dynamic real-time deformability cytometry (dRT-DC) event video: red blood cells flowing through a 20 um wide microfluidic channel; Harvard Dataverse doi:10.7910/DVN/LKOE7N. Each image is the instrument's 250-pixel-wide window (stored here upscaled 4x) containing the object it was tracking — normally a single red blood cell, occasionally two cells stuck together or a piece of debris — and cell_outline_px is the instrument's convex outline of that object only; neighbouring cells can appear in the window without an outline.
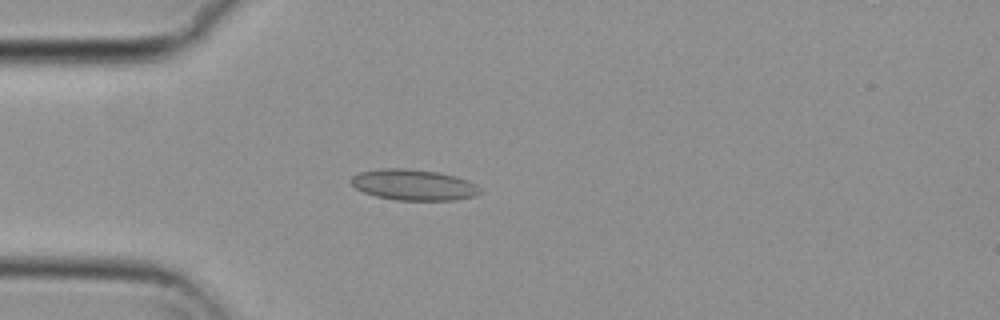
{"species": "common noctule bat (a hibernating species)", "species_latin": "Nyctalus noctula", "temperature_condition": "cold", "stored_images_in_passage": 41, "camera_frame_rate_fps": 3000, "um_per_image_px": 0.085, "animal": {"sex": "female", "body_mass_g": 29.2, "forearm_length_mm": 56.3}, "frame": {"image": 1, "passage_image": 1, "time_ms": 0.0, "image_size_px": [1000, 320], "cell_outline_px": [[480, 192], [476, 196], [452, 200], [396, 200], [376, 196], [364, 192], [356, 188], [348, 180], [352, 176], [360, 172], [380, 168], [408, 168], [440, 172], [456, 176], [468, 180], [476, 184], [480, 188]], "centroid_in_image_um": [35.15, 15.7], "position_along_channel_um": 49.8, "area_um2": 23.41}}
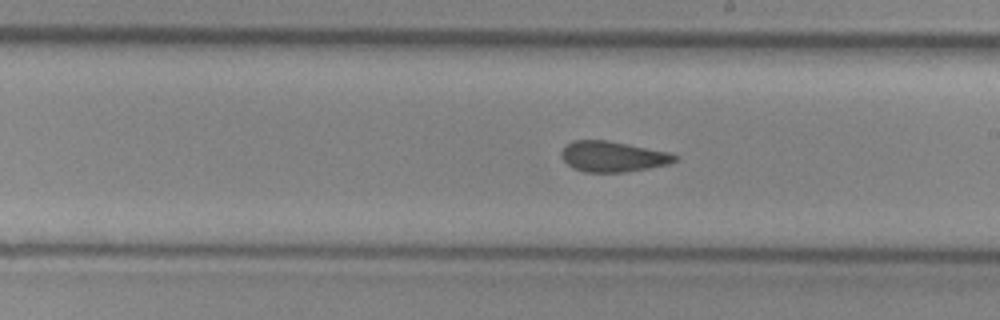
{"frame": {"image": 2, "passage_image": 17, "time_ms": 5.333, "image_size_px": [1000, 320], "cell_outline_px": [[680, 160], [672, 164], [624, 172], [584, 172], [572, 168], [560, 156], [560, 152], [572, 140], [608, 140], [668, 152], [680, 156]], "centroid_in_image_um": [52.13, 13.31], "position_along_channel_um": 236.9, "area_um2": 20.4}}
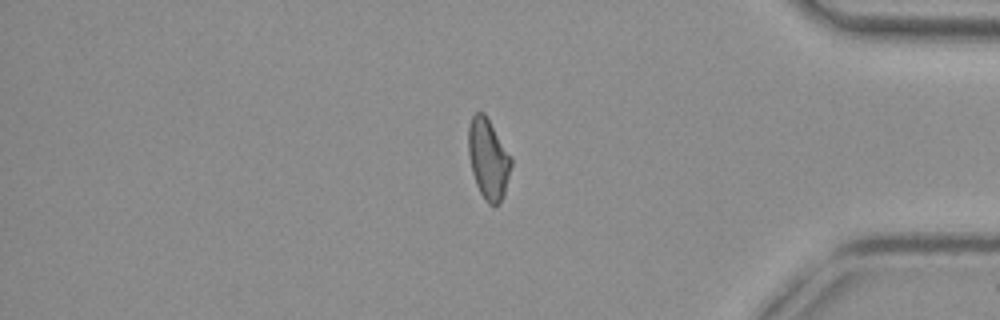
{"frame": {"image": 3, "passage_image": 32, "time_ms": 10.333, "image_size_px": [1000, 320], "cell_outline_px": [[512, 164], [504, 196], [496, 204], [488, 204], [484, 200], [476, 184], [472, 172], [468, 152], [468, 128], [472, 116], [476, 112], [484, 112], [512, 156]], "centroid_in_image_um": [41.51, 13.49], "position_along_channel_um": 393.7, "area_um2": 20.11}, "authors_computed_cell_mechanics": {"area_um2": 20.5768, "velocity_mm_per_s": 3.7273, "shape_relaxation_time_tau1_ms": null, "shape_relaxation_time_tau2_ms": 2.5537, "deformation_change_tau1": null, "deformation_change_tau2": 0.091}}